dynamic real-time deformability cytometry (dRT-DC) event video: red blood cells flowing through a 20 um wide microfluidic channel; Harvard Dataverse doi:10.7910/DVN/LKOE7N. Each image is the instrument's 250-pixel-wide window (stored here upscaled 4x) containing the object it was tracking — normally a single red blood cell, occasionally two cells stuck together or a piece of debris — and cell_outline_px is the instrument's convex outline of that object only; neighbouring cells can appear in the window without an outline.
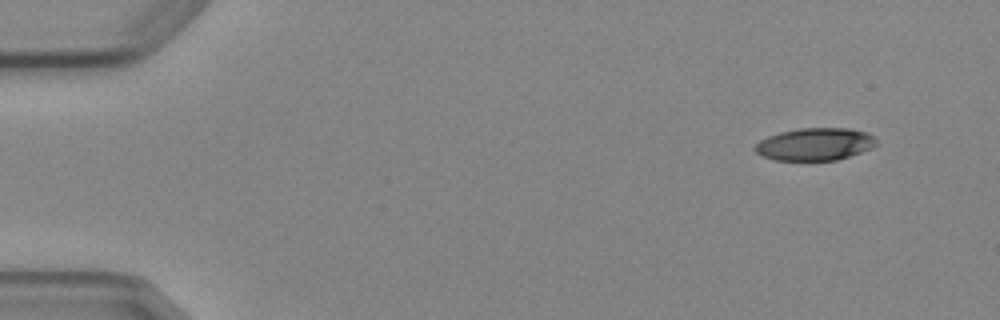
{"species": "Egyptian fruit bat (a non-hibernating species)", "species_latin": "Rousettus aegyptiacus", "temperature_condition": "cold", "stored_images_in_passage": 4, "camera_frame_rate_fps": 3000, "um_per_image_px": 0.085, "animal": {"sex": "female"}, "frame": {"image": 1, "passage_image": 1, "time_ms": 0.0, "image_size_px": [1000, 320], "cell_outline_px": [[876, 144], [872, 148], [836, 160], [772, 160], [756, 152], [752, 148], [760, 140], [768, 136], [780, 132], [800, 128], [848, 128], [868, 132], [876, 140]], "centroid_in_image_um": [69.25, 12.25], "position_along_channel_um": 15.7, "area_um2": 22.89}}
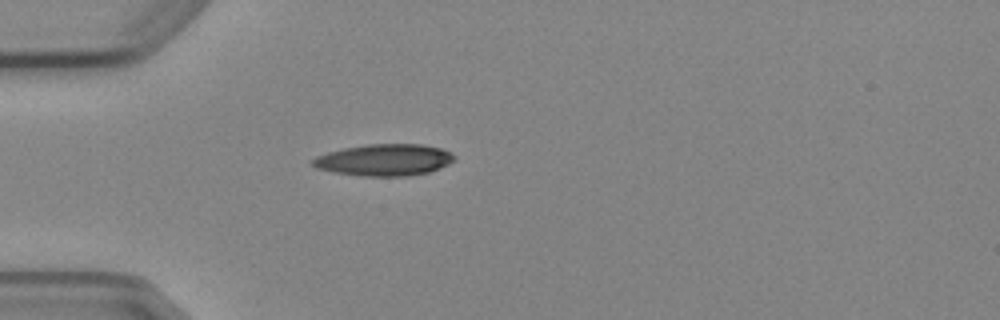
{"frame": {"image": 2, "passage_image": 4, "time_ms": 3.667, "image_size_px": [1000, 320], "cell_outline_px": [[456, 160], [440, 168], [428, 172], [408, 176], [360, 176], [336, 172], [316, 168], [312, 164], [312, 160], [316, 156], [328, 152], [344, 148], [368, 144], [420, 144], [440, 148], [452, 152], [456, 156]], "centroid_in_image_um": [32.7, 13.59], "position_along_channel_um": 52.3, "area_um2": 26.18}}